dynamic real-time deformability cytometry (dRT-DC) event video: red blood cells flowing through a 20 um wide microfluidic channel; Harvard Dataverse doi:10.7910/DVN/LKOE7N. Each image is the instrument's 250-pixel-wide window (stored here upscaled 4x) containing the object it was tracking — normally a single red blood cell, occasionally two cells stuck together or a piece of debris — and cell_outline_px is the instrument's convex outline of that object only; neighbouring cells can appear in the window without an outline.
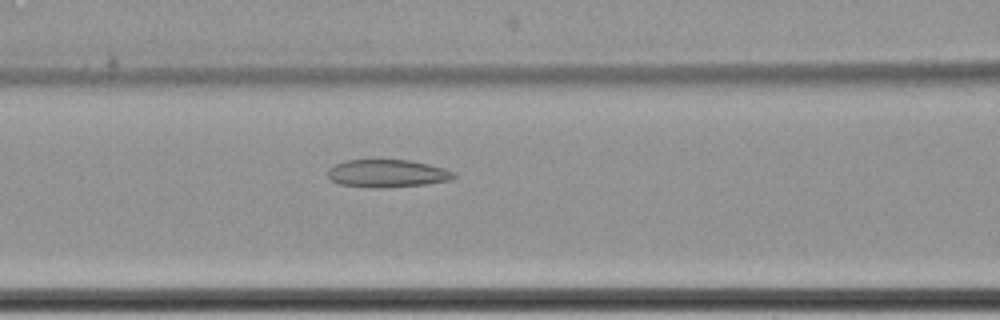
{"species": "common noctule bat (a hibernating species)", "species_latin": "Nyctalus noctula", "temperature_condition": "cold", "stored_images_in_passage": 62, "camera_frame_rate_fps": 3000, "um_per_image_px": 0.085, "animal": {"sex": "female", "body_mass_g": 22.7, "forearm_length_mm": 54.2}, "frame": {"image": 1, "passage_image": 28, "time_ms": 9.0, "image_size_px": [1000, 320], "cell_outline_px": [[456, 176], [448, 180], [424, 184], [384, 188], [372, 188], [340, 184], [332, 180], [328, 176], [328, 168], [344, 160], [412, 160], [444, 168], [456, 172]], "centroid_in_image_um": [32.91, 14.74], "position_along_channel_um": 133.7, "area_um2": 20.35}}
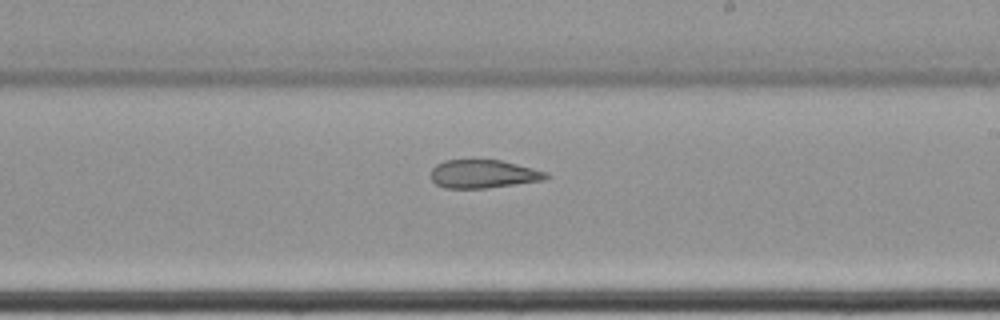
{"frame": {"image": 2, "passage_image": 38, "time_ms": 12.333, "image_size_px": [1000, 320], "cell_outline_px": [[548, 176], [544, 180], [488, 188], [444, 188], [436, 184], [432, 180], [432, 168], [436, 164], [444, 160], [500, 160], [548, 172]], "centroid_in_image_um": [41.07, 14.79], "position_along_channel_um": 247.9, "area_um2": 18.9}}
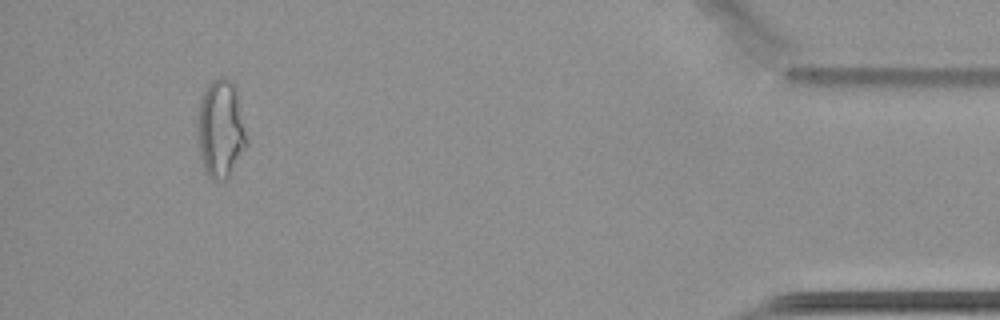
{"frame": {"image": 3, "passage_image": 58, "time_ms": 19.0, "image_size_px": [1000, 320], "cell_outline_px": [[248, 144], [228, 176], [224, 180], [212, 180], [208, 176], [204, 168], [196, 136], [196, 120], [200, 96], [204, 88], [212, 80], [224, 76], [232, 80], [236, 84]], "centroid_in_image_um": [18.73, 10.89], "position_along_channel_um": 416.5, "area_um2": 28.61}, "authors_computed_cell_mechanics": {"area_um2": 25.2875, "velocity_mm_per_s": 3.437, "shape_relaxation_time_tau1_ms": null, "shape_relaxation_time_tau2_ms": 3.7212, "deformation_change_tau1": null, "deformation_change_tau2": 0.1053}}